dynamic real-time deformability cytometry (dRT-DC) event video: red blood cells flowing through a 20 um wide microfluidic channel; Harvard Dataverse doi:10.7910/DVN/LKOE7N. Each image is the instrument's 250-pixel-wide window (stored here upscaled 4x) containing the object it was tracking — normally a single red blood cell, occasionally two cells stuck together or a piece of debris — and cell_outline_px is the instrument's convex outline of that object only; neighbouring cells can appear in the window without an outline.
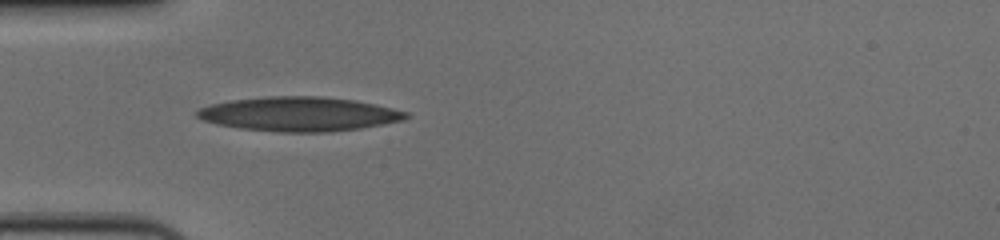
{"species": "human", "species_latin": "Homo sapiens", "temperature_condition": "cold", "stored_images_in_passage": 40, "camera_frame_rate_fps": 3000, "um_per_image_px": 0.085, "donor": {"sex": "female"}, "frame": {"image": 1, "passage_image": 1, "time_ms": 0.0, "image_size_px": [1000, 240], "cell_outline_px": [[412, 116], [404, 120], [384, 124], [360, 128], [332, 132], [272, 132], [240, 128], [216, 124], [204, 120], [196, 116], [196, 112], [200, 108], [212, 104], [228, 100], [268, 96], [324, 96], [352, 100], [376, 104], [408, 112]], "centroid_in_image_um": [25.44, 9.69], "position_along_channel_um": 59.6, "area_um2": 42.02}}
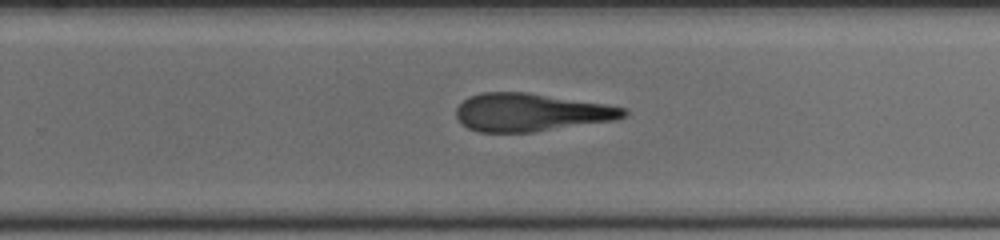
{"frame": {"image": 2, "passage_image": 20, "time_ms": 6.333, "image_size_px": [1000, 240], "cell_outline_px": [[628, 116], [616, 120], [532, 132], [480, 132], [468, 128], [456, 116], [456, 108], [468, 96], [480, 92], [528, 92], [604, 104], [628, 108]], "centroid_in_image_um": [45.15, 9.54], "position_along_channel_um": 284.7, "area_um2": 37.05}}
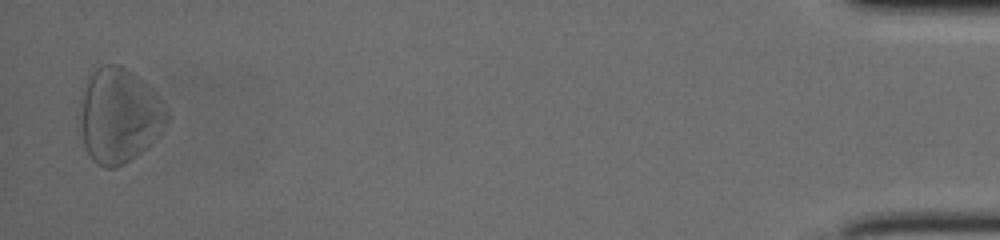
{"frame": {"image": 3, "passage_image": 39, "time_ms": 12.667, "image_size_px": [1000, 240], "cell_outline_px": [[168, 124], [164, 132], [160, 136], [136, 156], [124, 164], [112, 168], [104, 168], [96, 164], [92, 160], [84, 144], [76, 120], [76, 116], [80, 92], [88, 76], [96, 68], [104, 64], [120, 64], [132, 72], [168, 108]], "centroid_in_image_um": [10.06, 9.84], "position_along_channel_um": 425.1, "area_um2": 49.01}, "authors_computed_cell_mechanics": {"area_um2": 39.6219, "velocity_mm_per_s": 3.6256, "shape_relaxation_time_tau1_ms": 5.5336, "shape_relaxation_time_tau2_ms": 4.4131, "deformation_change_tau1": 0.1563, "deformation_change_tau2": 0.1643}}